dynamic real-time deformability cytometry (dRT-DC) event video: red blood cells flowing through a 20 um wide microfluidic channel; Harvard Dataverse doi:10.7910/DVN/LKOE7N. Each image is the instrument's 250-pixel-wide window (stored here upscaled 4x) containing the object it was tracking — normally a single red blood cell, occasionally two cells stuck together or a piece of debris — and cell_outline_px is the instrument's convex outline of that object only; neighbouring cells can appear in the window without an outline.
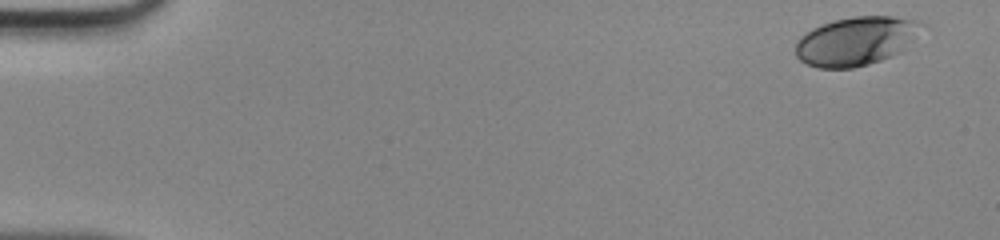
{"species": "human", "species_latin": "Homo sapiens", "temperature_condition": "room temperature", "stored_images_in_passage": 47, "camera_frame_rate_fps": 3000, "um_per_image_px": 0.085, "donor": {"sex": "male"}, "frame": {"image": 1, "passage_image": 1, "time_ms": 0.0, "image_size_px": [1000, 240], "cell_outline_px": [[912, 24], [904, 44], [900, 52], [880, 60], [868, 64], [852, 68], [820, 68], [808, 64], [800, 60], [796, 56], [796, 44], [812, 28], [836, 20], [856, 16], [892, 16], [912, 20]], "centroid_in_image_um": [72.54, 3.53], "position_along_channel_um": 12.5, "area_um2": 33.47}}
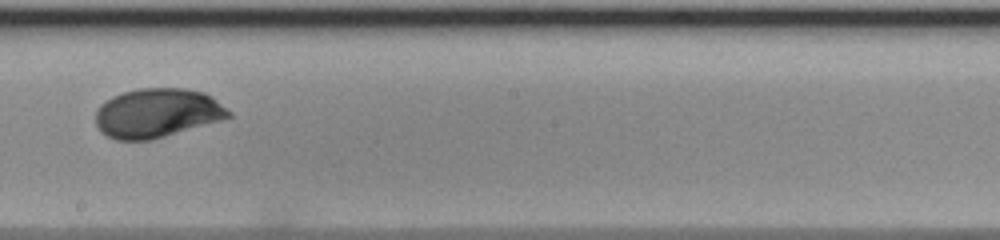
{"frame": {"image": 2, "passage_image": 27, "time_ms": 8.667, "image_size_px": [1000, 240], "cell_outline_px": [[232, 116], [220, 120], [152, 140], [116, 140], [100, 132], [96, 124], [96, 112], [100, 104], [112, 96], [124, 92], [140, 88], [184, 88], [204, 92], [212, 96], [232, 112]], "centroid_in_image_um": [13.35, 9.6], "position_along_channel_um": 234.8, "area_um2": 38.15}}
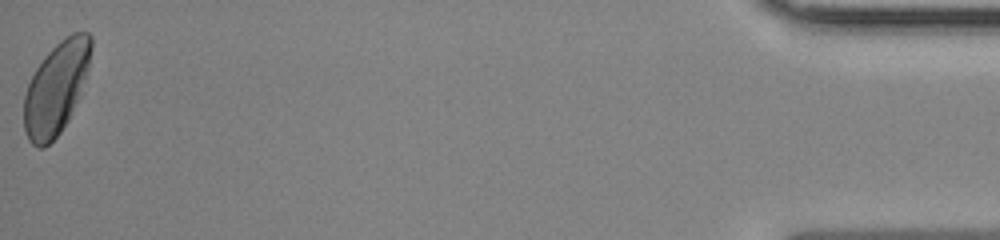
{"frame": {"image": 3, "passage_image": 47, "time_ms": 15.333, "image_size_px": [1000, 240], "cell_outline_px": [[92, 44], [88, 68], [80, 96], [68, 120], [60, 132], [44, 148], [36, 148], [28, 140], [24, 132], [24, 96], [28, 84], [36, 68], [44, 56], [60, 40], [72, 32], [88, 32], [92, 36]], "centroid_in_image_um": [4.77, 7.49], "position_along_channel_um": 430.4, "area_um2": 36.07}}